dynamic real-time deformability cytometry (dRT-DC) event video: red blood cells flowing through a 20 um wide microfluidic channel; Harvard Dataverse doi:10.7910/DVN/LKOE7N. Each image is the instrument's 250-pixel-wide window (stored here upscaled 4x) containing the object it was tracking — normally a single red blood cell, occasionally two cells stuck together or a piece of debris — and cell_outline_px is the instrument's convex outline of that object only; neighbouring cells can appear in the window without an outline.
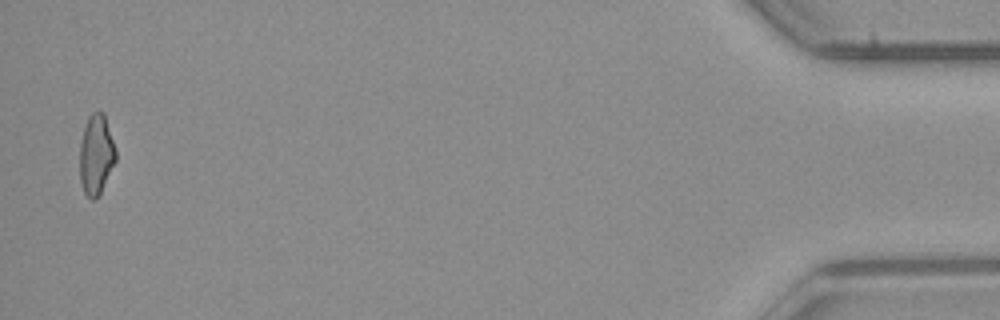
{"species": "common noctule bat (a hibernating species)", "species_latin": "Nyctalus noctula", "temperature_condition": "room temperature", "stored_images_in_passage": 58, "camera_frame_rate_fps": 3000, "um_per_image_px": 0.085, "animal": {"sex": "male", "body_mass_g": 23.1, "forearm_length_mm": 52.7}, "frame": {"image": 1, "passage_image": 58, "time_ms": 19.0, "image_size_px": [1000, 320], "cell_outline_px": [[116, 160], [100, 192], [92, 200], [84, 192], [80, 180], [80, 144], [84, 128], [88, 116], [92, 112], [104, 112], [116, 148]], "centroid_in_image_um": [8.18, 13.09], "position_along_channel_um": 427.0, "area_um2": 16.65}}